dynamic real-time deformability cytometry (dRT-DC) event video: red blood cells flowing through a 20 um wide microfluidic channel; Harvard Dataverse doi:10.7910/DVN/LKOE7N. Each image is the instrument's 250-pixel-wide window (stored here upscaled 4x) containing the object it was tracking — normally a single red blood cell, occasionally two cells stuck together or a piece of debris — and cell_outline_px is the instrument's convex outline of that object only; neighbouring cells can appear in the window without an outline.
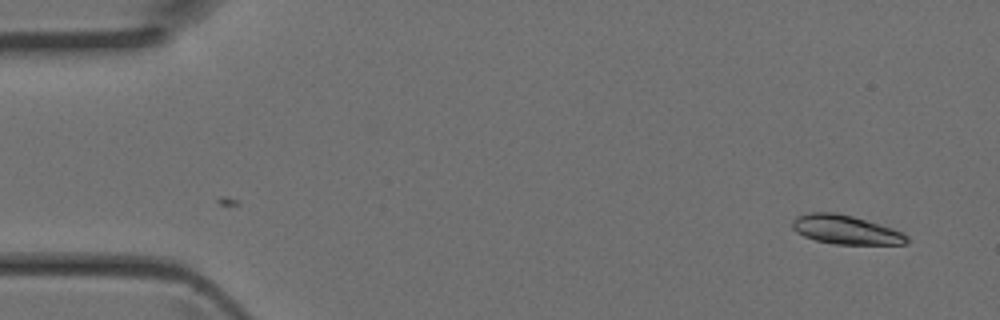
{"species": "Egyptian fruit bat (a non-hibernating species)", "species_latin": "Rousettus aegyptiacus", "temperature_condition": "room temperature", "stored_images_in_passage": 42, "camera_frame_rate_fps": 3000, "um_per_image_px": 0.085, "animal": {"sex": "female"}, "frame": {"image": 1, "passage_image": 1, "time_ms": 0.0, "image_size_px": [1000, 320], "cell_outline_px": [[908, 244], [836, 244], [816, 240], [804, 236], [796, 232], [792, 228], [792, 220], [796, 216], [808, 212], [836, 212], [852, 216], [892, 228], [904, 232], [908, 236]], "centroid_in_image_um": [71.87, 19.52], "position_along_channel_um": 13.1, "area_um2": 19.36}}
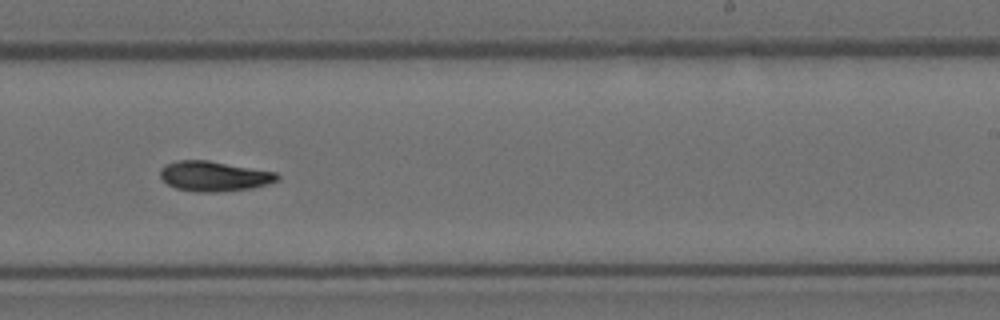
{"frame": {"image": 2, "passage_image": 25, "time_ms": 8.0, "image_size_px": [1000, 320], "cell_outline_px": [[280, 180], [268, 184], [252, 188], [216, 192], [196, 192], [176, 188], [168, 184], [160, 176], [160, 168], [164, 164], [176, 160], [208, 160], [276, 172], [280, 176]], "centroid_in_image_um": [18.2, 14.97], "position_along_channel_um": 270.8, "area_um2": 20.63}}
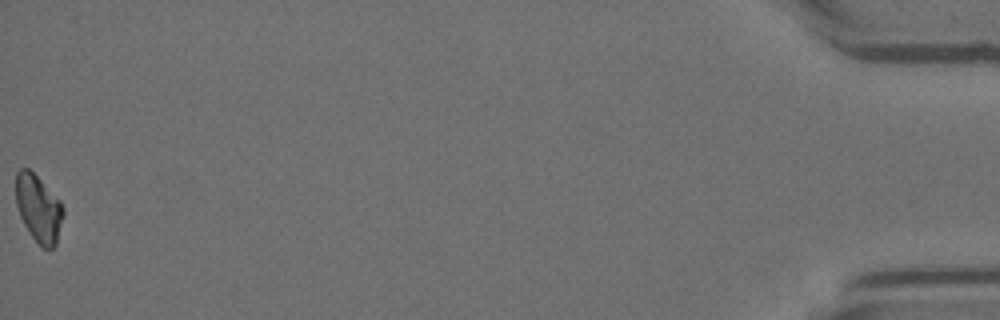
{"frame": {"image": 3, "passage_image": 42, "time_ms": 13.667, "image_size_px": [1000, 320], "cell_outline_px": [[64, 216], [56, 244], [52, 248], [44, 248], [32, 236], [24, 224], [20, 216], [16, 204], [16, 172], [20, 168], [28, 168], [60, 200], [64, 208]], "centroid_in_image_um": [3.28, 17.71], "position_along_channel_um": 431.9, "area_um2": 18.38}}